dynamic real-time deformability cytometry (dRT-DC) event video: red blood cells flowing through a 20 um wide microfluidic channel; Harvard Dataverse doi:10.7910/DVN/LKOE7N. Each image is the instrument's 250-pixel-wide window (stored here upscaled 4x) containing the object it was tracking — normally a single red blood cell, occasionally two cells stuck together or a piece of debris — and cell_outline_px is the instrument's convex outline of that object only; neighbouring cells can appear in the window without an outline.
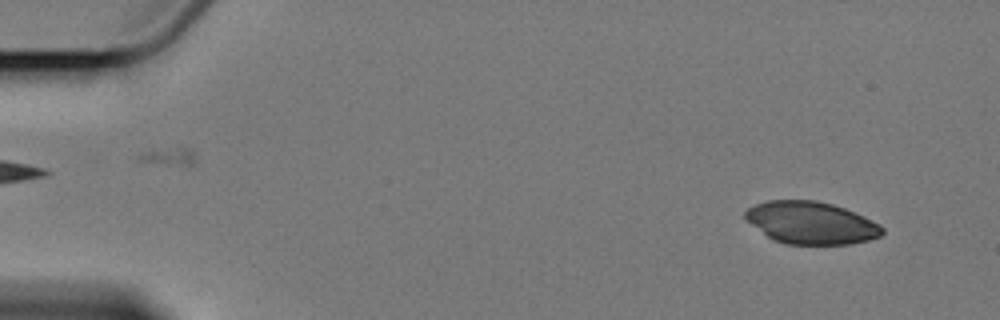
{"species": "Egyptian fruit bat (a non-hibernating species)", "species_latin": "Rousettus aegyptiacus", "temperature_condition": "cold", "stored_images_in_passage": 2, "segment_of_instrument_passage": [2, 2], "camera_frame_rate_fps": 3000, "um_per_image_px": 0.085, "animal": {"sex": "female"}, "frame": {"image": 1, "passage_image": 2, "time_ms": 2.0, "image_size_px": [1000, 320], "cell_outline_px": [[884, 232], [880, 236], [868, 240], [848, 244], [784, 244], [772, 240], [752, 224], [744, 216], [744, 212], [748, 208], [756, 204], [768, 200], [816, 200], [832, 204], [856, 212], [880, 224], [884, 228]], "centroid_in_image_um": [68.96, 18.94], "position_along_channel_um": 16.0, "area_um2": 33.81}}